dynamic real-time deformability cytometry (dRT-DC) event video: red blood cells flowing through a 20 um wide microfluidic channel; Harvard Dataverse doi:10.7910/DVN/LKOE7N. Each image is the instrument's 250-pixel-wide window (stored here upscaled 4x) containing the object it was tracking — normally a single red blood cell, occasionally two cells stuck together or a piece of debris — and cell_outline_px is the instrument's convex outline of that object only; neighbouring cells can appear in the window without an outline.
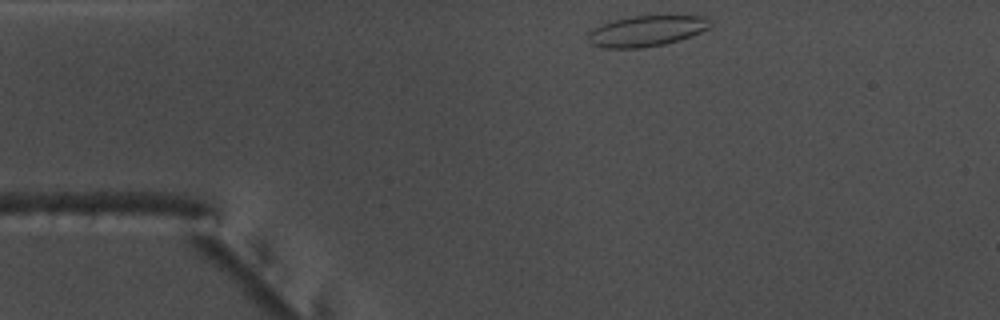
{"species": "common noctule bat (a hibernating species)", "species_latin": "Nyctalus noctula", "temperature_condition": "warm", "stored_images_in_passage": 34, "camera_frame_rate_fps": 3000, "um_per_image_px": 0.085, "animal": {"sex": "male", "body_mass_g": 17.5, "forearm_length_mm": 52.3}, "frame": {"image": 1, "passage_image": 1, "time_ms": 0.0, "image_size_px": [1000, 320], "cell_outline_px": [[712, 24], [708, 28], [700, 32], [680, 40], [664, 44], [640, 48], [604, 48], [592, 44], [588, 40], [588, 32], [592, 28], [600, 24], [612, 20], [632, 16], [704, 16]], "centroid_in_image_um": [54.9, 2.63], "position_along_channel_um": 30.1, "area_um2": 21.85}}
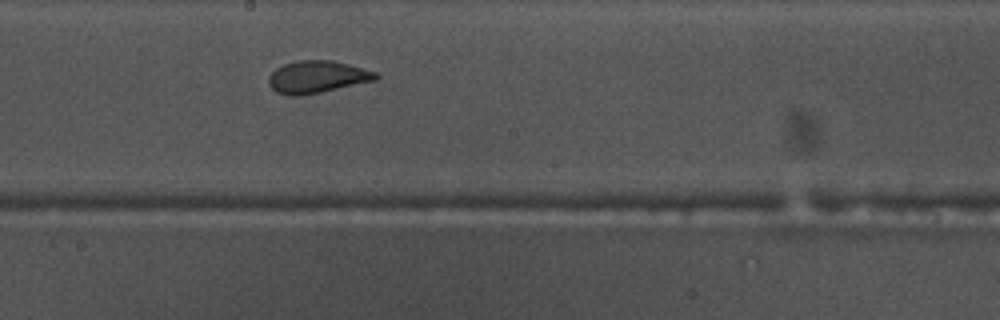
{"frame": {"image": 2, "passage_image": 20, "time_ms": 6.333, "image_size_px": [1000, 320], "cell_outline_px": [[380, 76], [376, 80], [320, 92], [300, 96], [288, 96], [276, 92], [268, 84], [268, 76], [276, 68], [284, 64], [300, 60], [332, 60], [376, 72]], "centroid_in_image_um": [26.92, 6.54], "position_along_channel_um": 221.3, "area_um2": 20.06}}
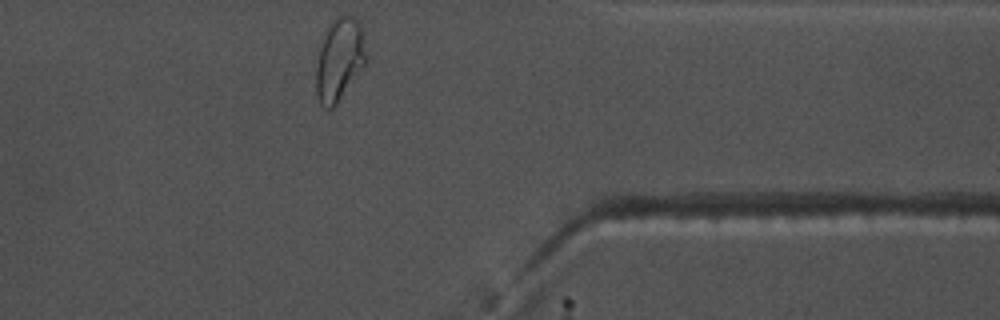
{"frame": {"image": 3, "passage_image": 34, "time_ms": 11.0, "image_size_px": [1000, 320], "cell_outline_px": [[368, 60], [364, 68], [336, 104], [332, 108], [328, 108], [320, 104], [316, 96], [316, 68], [320, 48], [328, 24], [336, 16], [352, 16], [360, 24]], "centroid_in_image_um": [28.86, 5.07], "position_along_channel_um": 382.5, "area_um2": 24.1}, "authors_computed_cell_mechanics": {"area_um2": 20.0855, "velocity_mm_per_s": 3.759, "shape_relaxation_time_tau1_ms": null, "shape_relaxation_time_tau2_ms": 1.1728, "deformation_change_tau1": null, "deformation_change_tau2": 0.0765}}